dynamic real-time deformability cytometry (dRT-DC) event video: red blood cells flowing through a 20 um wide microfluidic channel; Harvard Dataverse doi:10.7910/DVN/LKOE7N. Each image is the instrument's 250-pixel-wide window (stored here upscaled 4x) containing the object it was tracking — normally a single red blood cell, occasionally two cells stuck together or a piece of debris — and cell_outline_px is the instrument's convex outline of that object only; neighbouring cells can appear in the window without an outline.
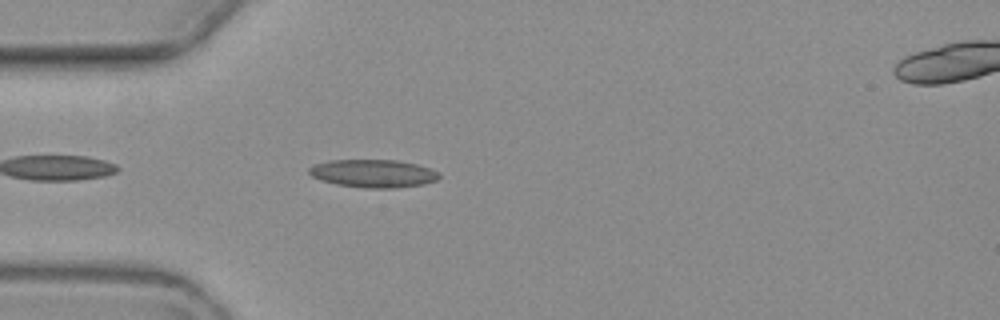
{"species": "common noctule bat (a hibernating species)", "species_latin": "Nyctalus noctula", "temperature_condition": "warm", "stored_images_in_passage": 5, "camera_frame_rate_fps": 3000, "um_per_image_px": 0.085, "animal": {"sex": "female", "body_mass_g": 19.3, "forearm_length_mm": 54.1}, "frame": {"image": 1, "passage_image": 4, "time_ms": 3.667, "image_size_px": [1000, 320], "cell_outline_px": [[440, 176], [436, 180], [424, 184], [392, 188], [368, 188], [336, 184], [320, 180], [312, 176], [308, 172], [308, 168], [312, 164], [328, 160], [396, 160], [416, 164], [440, 172]], "centroid_in_image_um": [31.69, 14.74], "position_along_channel_um": 53.3, "area_um2": 21.21}}